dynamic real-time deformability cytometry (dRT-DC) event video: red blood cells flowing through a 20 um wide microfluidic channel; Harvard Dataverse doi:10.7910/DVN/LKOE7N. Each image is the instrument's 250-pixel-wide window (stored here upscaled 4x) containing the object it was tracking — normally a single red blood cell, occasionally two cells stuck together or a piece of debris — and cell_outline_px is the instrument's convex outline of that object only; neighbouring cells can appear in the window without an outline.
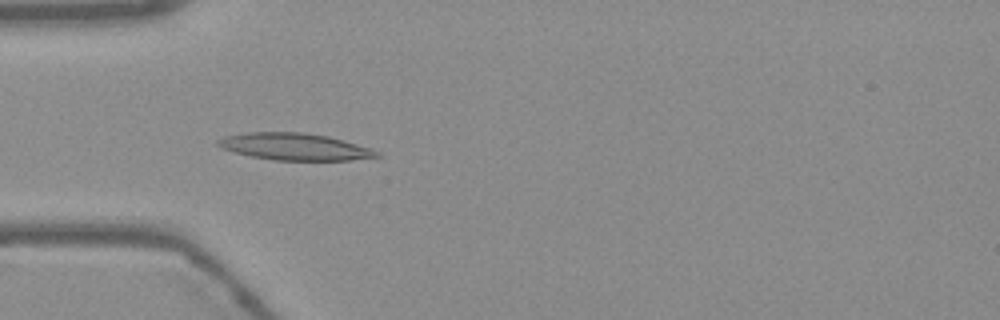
{"species": "Egyptian fruit bat (a non-hibernating species)", "species_latin": "Rousettus aegyptiacus", "temperature_condition": "warm", "stored_images_in_passage": 52, "camera_frame_rate_fps": 3000, "um_per_image_px": 0.085, "frame": {"image": 1, "passage_image": 15, "time_ms": 4.667, "image_size_px": [1000, 320], "cell_outline_px": [[384, 156], [352, 160], [272, 160], [232, 152], [220, 148], [216, 144], [216, 140], [224, 136], [248, 132], [300, 132], [328, 136], [344, 140], [372, 148], [380, 152]], "centroid_in_image_um": [25.06, 12.47], "position_along_channel_um": 59.9, "area_um2": 25.2}}
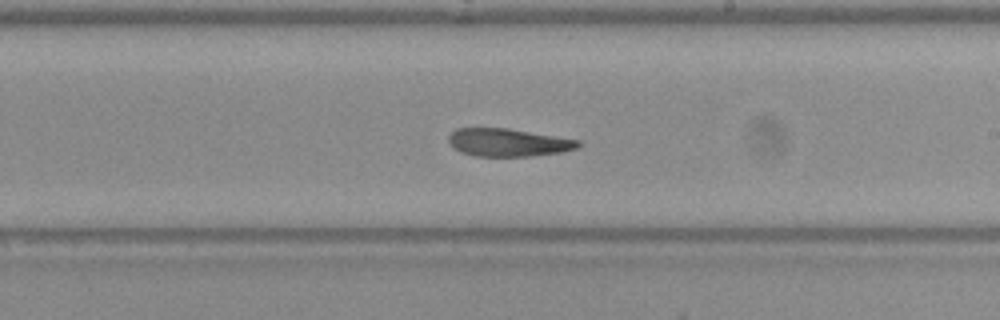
{"frame": {"image": 2, "passage_image": 30, "time_ms": 9.667, "image_size_px": [1000, 320], "cell_outline_px": [[580, 144], [576, 148], [560, 152], [528, 156], [476, 156], [452, 148], [448, 140], [448, 136], [456, 128], [508, 128], [580, 140]], "centroid_in_image_um": [43.16, 12.1], "position_along_channel_um": 245.8, "area_um2": 20.87}}
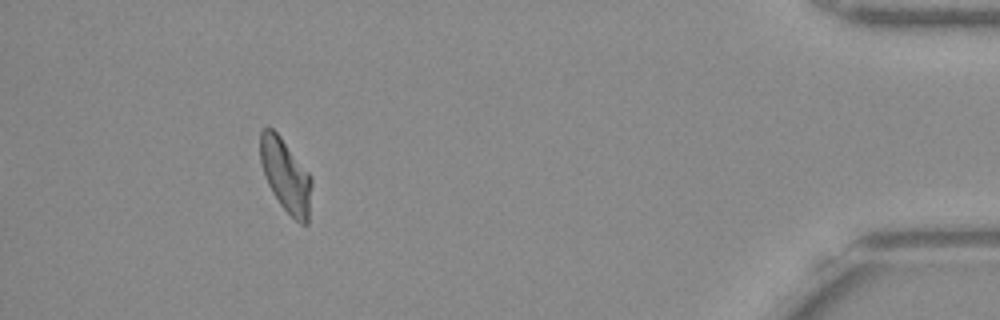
{"frame": {"image": 3, "passage_image": 48, "time_ms": 15.667, "image_size_px": [1000, 320], "cell_outline_px": [[312, 184], [308, 224], [300, 224], [280, 204], [272, 192], [268, 184], [260, 160], [260, 132], [264, 128], [272, 128], [280, 136], [312, 176]], "centroid_in_image_um": [24.3, 14.92], "position_along_channel_um": 410.9, "area_um2": 21.73}, "authors_computed_cell_mechanics": {"area_um2": 22.4264, "velocity_mm_per_s": 3.7652, "shape_relaxation_time_tau1_ms": null, "shape_relaxation_time_tau2_ms": 6.5918, "deformation_change_tau1": null, "deformation_change_tau2": 0.1692}}